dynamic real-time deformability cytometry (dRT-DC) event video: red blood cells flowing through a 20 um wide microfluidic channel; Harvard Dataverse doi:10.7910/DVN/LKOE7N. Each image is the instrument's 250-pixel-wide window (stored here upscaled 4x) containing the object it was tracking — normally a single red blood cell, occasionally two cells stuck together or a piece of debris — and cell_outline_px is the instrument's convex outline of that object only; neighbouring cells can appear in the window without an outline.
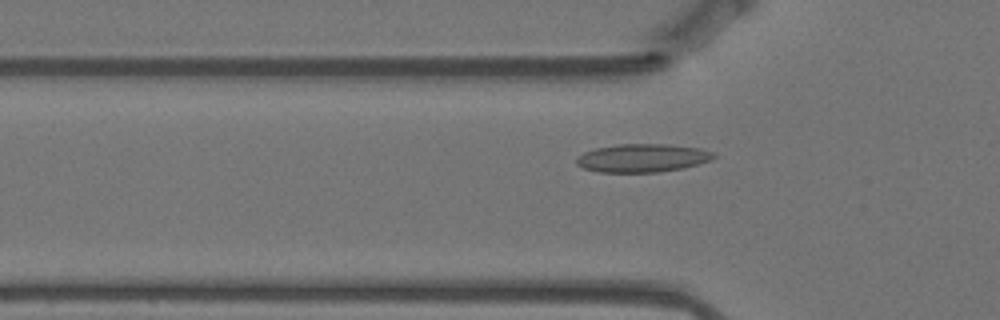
{"species": "Egyptian fruit bat (a non-hibernating species)", "species_latin": "Rousettus aegyptiacus", "temperature_condition": "warm", "stored_images_in_passage": 52, "camera_frame_rate_fps": 3000, "um_per_image_px": 0.085, "animal": {"sex": "female"}, "frame": {"image": 1, "passage_image": 18, "time_ms": 5.667, "image_size_px": [1000, 320], "cell_outline_px": [[716, 156], [708, 160], [684, 168], [656, 172], [596, 172], [584, 168], [576, 164], [576, 156], [584, 152], [596, 148], [620, 144], [668, 144], [700, 148], [716, 152]], "centroid_in_image_um": [54.59, 13.42], "position_along_channel_um": 71.2, "area_um2": 22.6}}
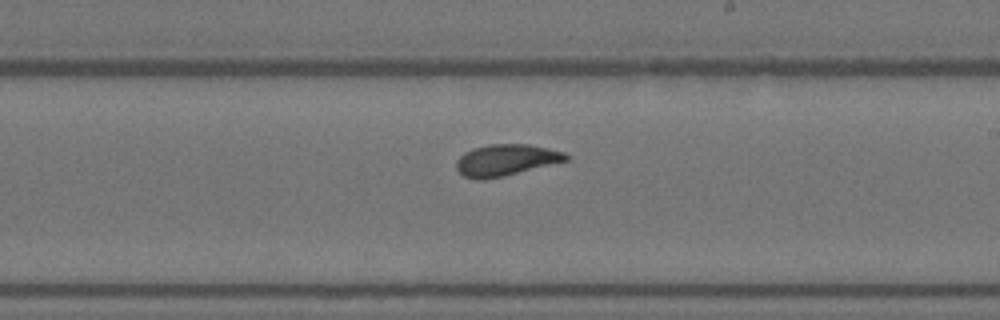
{"frame": {"image": 2, "passage_image": 33, "time_ms": 10.667, "image_size_px": [1000, 320], "cell_outline_px": [[572, 156], [568, 160], [504, 176], [484, 180], [480, 180], [464, 176], [456, 168], [456, 160], [464, 152], [472, 148], [492, 144], [528, 144], [548, 148], [564, 152]], "centroid_in_image_um": [43.01, 13.6], "position_along_channel_um": 246.0, "area_um2": 20.11}}
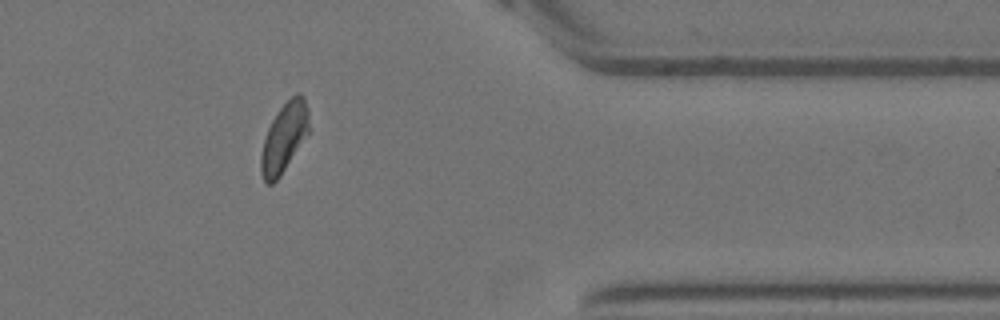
{"frame": {"image": 3, "passage_image": 47, "time_ms": 15.333, "image_size_px": [1000, 320], "cell_outline_px": [[308, 132], [280, 176], [272, 184], [268, 184], [264, 180], [260, 172], [260, 156], [264, 140], [268, 128], [272, 120], [280, 108], [296, 92], [300, 92], [304, 96], [308, 108]], "centroid_in_image_um": [24.14, 11.68], "position_along_channel_um": 387.3, "area_um2": 19.02}}